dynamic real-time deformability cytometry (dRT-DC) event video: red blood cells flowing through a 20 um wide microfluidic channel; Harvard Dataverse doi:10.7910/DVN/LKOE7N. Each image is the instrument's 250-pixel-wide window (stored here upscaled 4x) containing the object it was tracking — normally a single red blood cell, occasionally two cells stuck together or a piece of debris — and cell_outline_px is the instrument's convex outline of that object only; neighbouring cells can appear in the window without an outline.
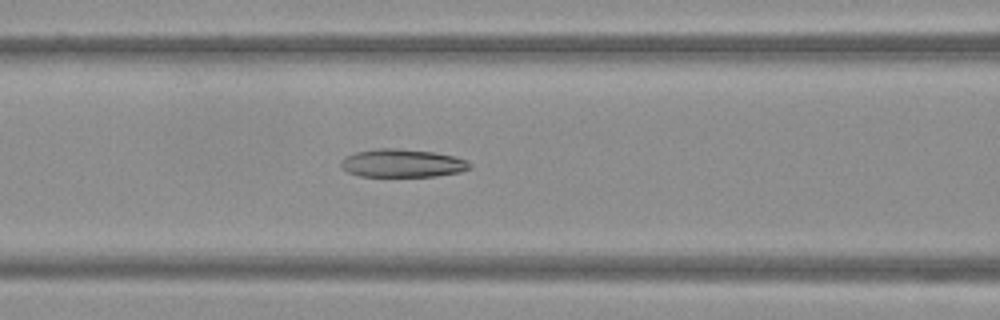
{"species": "Egyptian fruit bat (a non-hibernating species)", "species_latin": "Rousettus aegyptiacus", "temperature_condition": "warm", "stored_images_in_passage": 51, "camera_frame_rate_fps": 3000, "um_per_image_px": 0.085, "frame": {"image": 1, "passage_image": 22, "time_ms": 7.0, "image_size_px": [1000, 320], "cell_outline_px": [[472, 168], [460, 172], [436, 176], [360, 176], [348, 172], [340, 168], [340, 164], [348, 156], [356, 152], [380, 148], [396, 148], [432, 152], [452, 156], [468, 160], [472, 164]], "centroid_in_image_um": [34.23, 13.88], "position_along_channel_um": 132.4, "area_um2": 20.98}}
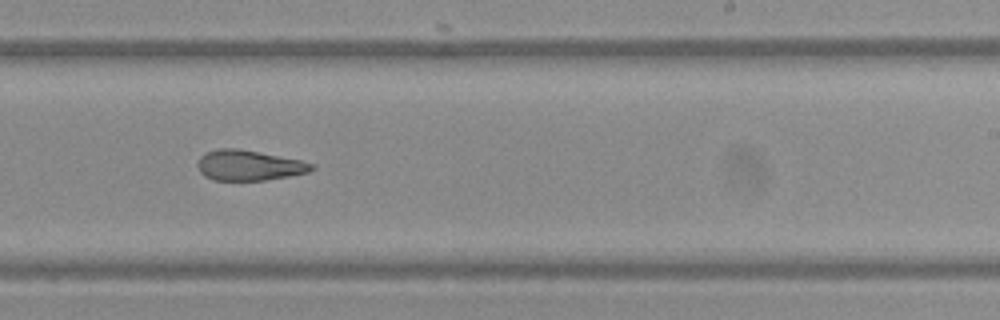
{"frame": {"image": 2, "passage_image": 32, "time_ms": 10.333, "image_size_px": [1000, 320], "cell_outline_px": [[316, 168], [308, 172], [288, 176], [264, 180], [212, 180], [204, 176], [200, 172], [196, 164], [200, 156], [208, 152], [220, 148], [236, 148], [300, 160], [316, 164]], "centroid_in_image_um": [21.15, 14.06], "position_along_channel_um": 267.9, "area_um2": 20.06}}
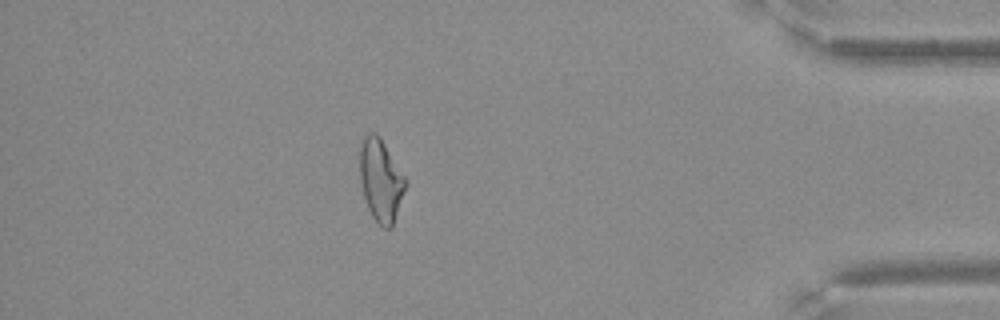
{"frame": {"image": 3, "passage_image": 45, "time_ms": 14.667, "image_size_px": [1000, 320], "cell_outline_px": [[408, 184], [392, 228], [384, 228], [372, 216], [368, 208], [364, 196], [360, 180], [360, 144], [364, 136], [368, 132], [376, 132], [380, 136], [408, 180]], "centroid_in_image_um": [32.39, 15.3], "position_along_channel_um": 402.8, "area_um2": 22.25}}